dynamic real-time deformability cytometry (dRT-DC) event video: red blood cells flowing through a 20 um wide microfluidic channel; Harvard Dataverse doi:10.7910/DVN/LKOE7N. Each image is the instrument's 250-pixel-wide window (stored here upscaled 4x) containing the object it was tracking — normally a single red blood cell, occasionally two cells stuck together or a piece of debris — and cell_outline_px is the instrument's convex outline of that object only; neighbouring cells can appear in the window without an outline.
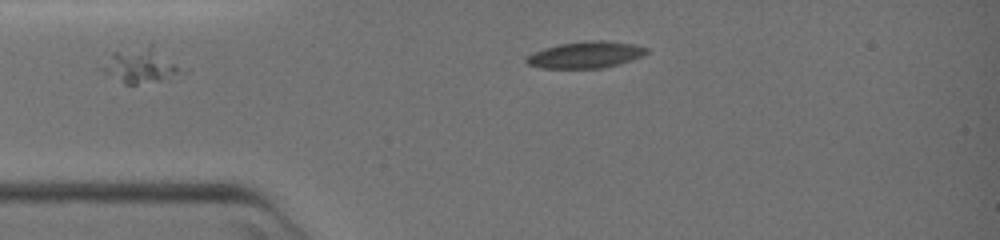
{"species": "common noctule bat (a hibernating species)", "species_latin": "Nyctalus noctula", "temperature_condition": "warm", "stored_images_in_passage": 35, "camera_frame_rate_fps": 3000, "um_per_image_px": 0.085, "animal": {"sex": "female", "body_mass_g": 19.0, "forearm_length_mm": 51.5}, "frame": {"image": 1, "passage_image": 1, "time_ms": 0.0, "image_size_px": [1000, 240], "cell_outline_px": [[180, 68], [176, 72], [160, 80], [136, 84], [124, 84], [100, 68], [112, 52], [148, 48]], "centroid_in_image_um": [11.75, 5.65], "position_along_channel_um": 73.3, "area_um2": 13.87}}
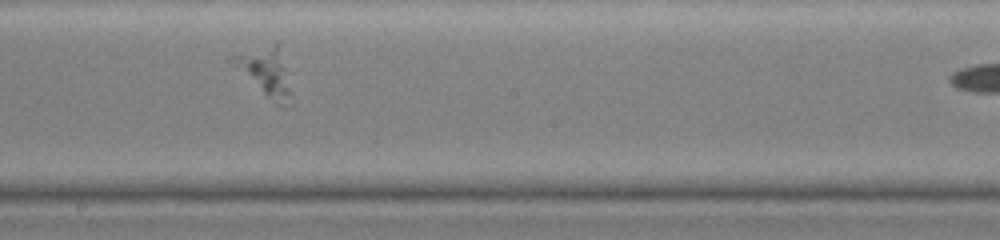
{"frame": {"image": 2, "passage_image": 16, "time_ms": 5.0, "image_size_px": [1000, 240], "cell_outline_px": [[292, 104], [284, 108], [280, 108], [264, 92], [232, 56], [276, 40], [292, 92]], "centroid_in_image_um": [22.76, 6.13], "position_along_channel_um": 225.4, "area_um2": 15.03}}
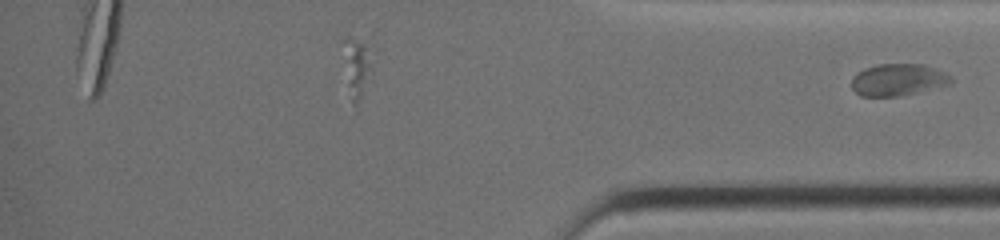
{"frame": {"image": 3, "passage_image": 35, "time_ms": 11.333, "image_size_px": [1000, 240], "cell_outline_px": [[956, 80], [952, 84], [916, 92], [896, 96], [860, 96], [852, 88], [852, 76], [856, 72], [864, 68], [880, 64], [920, 64], [936, 68], [952, 76]], "centroid_in_image_um": [76.36, 6.77], "position_along_channel_um": 358.8, "area_um2": 18.61}}